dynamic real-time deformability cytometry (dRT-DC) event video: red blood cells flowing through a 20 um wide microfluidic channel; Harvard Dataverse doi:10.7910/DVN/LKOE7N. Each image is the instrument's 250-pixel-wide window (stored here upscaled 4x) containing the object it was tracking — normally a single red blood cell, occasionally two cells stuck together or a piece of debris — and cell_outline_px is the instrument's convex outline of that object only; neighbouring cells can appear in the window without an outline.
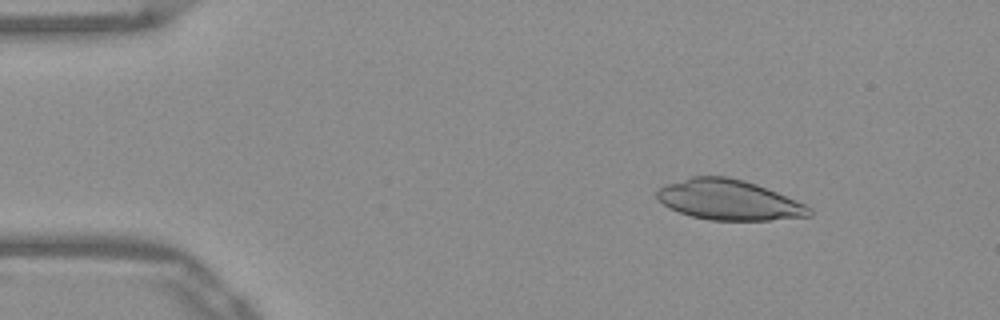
{"species": "Egyptian fruit bat (a non-hibernating species)", "species_latin": "Rousettus aegyptiacus", "temperature_condition": "warm", "stored_images_in_passage": 50, "camera_frame_rate_fps": 3000, "um_per_image_px": 0.085, "frame": {"image": 1, "passage_image": 6, "time_ms": 1.667, "image_size_px": [1000, 320], "cell_outline_px": [[812, 216], [768, 220], [708, 220], [692, 216], [668, 208], [656, 196], [656, 192], [660, 188], [668, 184], [692, 176], [728, 176], [744, 180], [756, 184], [796, 200], [812, 208]], "centroid_in_image_um": [61.97, 17.0], "position_along_channel_um": 23.0, "area_um2": 35.49}}
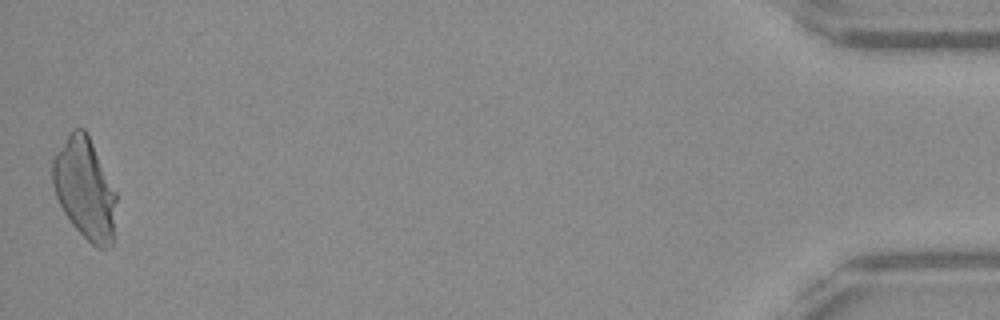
{"frame": {"image": 2, "passage_image": 50, "time_ms": 16.333, "image_size_px": [1000, 320], "cell_outline_px": [[116, 200], [112, 244], [108, 248], [96, 248], [72, 224], [64, 212], [56, 196], [52, 184], [52, 160], [56, 152], [72, 128], [84, 128], [116, 192]], "centroid_in_image_um": [7.19, 16.04], "position_along_channel_um": 428.0, "area_um2": 37.05}}